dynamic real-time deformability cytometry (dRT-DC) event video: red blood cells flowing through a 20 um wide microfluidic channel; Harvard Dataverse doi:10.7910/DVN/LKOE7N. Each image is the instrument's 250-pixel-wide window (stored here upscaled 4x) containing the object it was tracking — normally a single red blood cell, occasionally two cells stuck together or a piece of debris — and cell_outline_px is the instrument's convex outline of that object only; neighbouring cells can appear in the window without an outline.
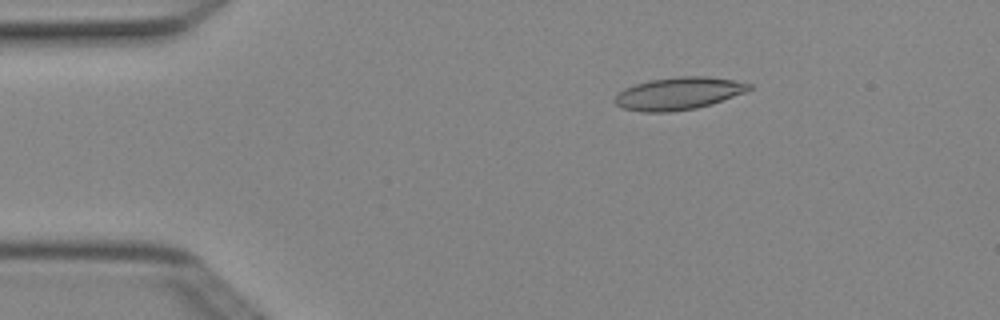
{"species": "Egyptian fruit bat (a non-hibernating species)", "species_latin": "Rousettus aegyptiacus", "temperature_condition": "cold", "stored_images_in_passage": 7, "camera_frame_rate_fps": 3000, "um_per_image_px": 0.085, "animal": {"sex": "female"}, "frame": {"image": 1, "passage_image": 3, "time_ms": 0.667, "image_size_px": [1000, 320], "cell_outline_px": [[752, 88], [744, 92], [712, 104], [696, 108], [672, 112], [644, 112], [624, 108], [616, 104], [612, 100], [624, 88], [636, 84], [652, 80], [680, 76], [704, 76], [736, 80], [752, 84]], "centroid_in_image_um": [57.69, 7.95], "position_along_channel_um": 27.3, "area_um2": 25.26}}
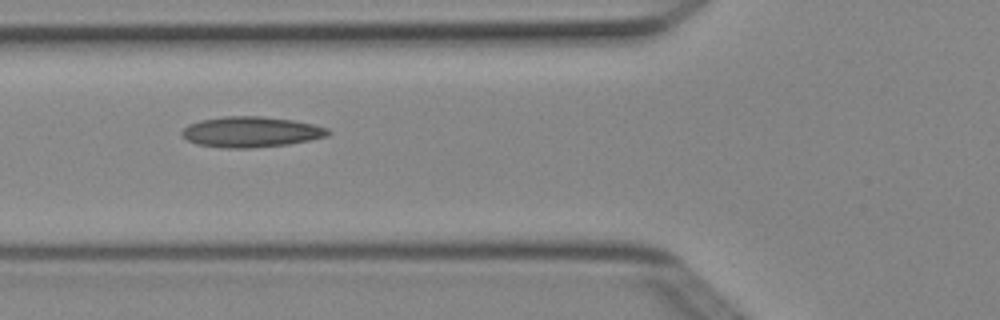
{"frame": {"image": 2, "passage_image": 6, "time_ms": 1.667, "image_size_px": [1000, 320], "cell_outline_px": [[332, 132], [328, 136], [288, 144], [248, 148], [224, 148], [196, 144], [188, 140], [180, 132], [188, 124], [200, 120], [224, 116], [260, 116], [292, 120], [312, 124], [328, 128]], "centroid_in_image_um": [21.32, 11.21], "position_along_channel_um": 104.5, "area_um2": 25.95}}
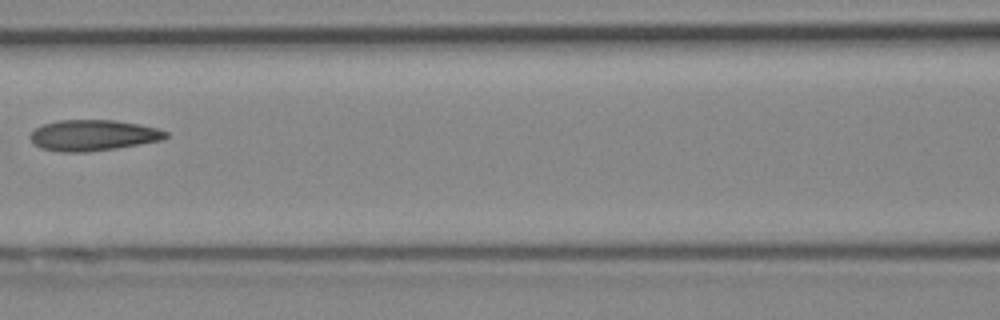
{"frame": {"image": 3, "passage_image": 7, "time_ms": 2.0, "image_size_px": [1000, 320], "cell_outline_px": [[168, 136], [164, 140], [116, 148], [88, 152], [60, 152], [40, 148], [28, 136], [36, 128], [44, 124], [56, 120], [116, 120], [140, 124], [156, 128], [168, 132]], "centroid_in_image_um": [7.93, 11.5], "position_along_channel_um": 158.7, "area_um2": 24.51}}